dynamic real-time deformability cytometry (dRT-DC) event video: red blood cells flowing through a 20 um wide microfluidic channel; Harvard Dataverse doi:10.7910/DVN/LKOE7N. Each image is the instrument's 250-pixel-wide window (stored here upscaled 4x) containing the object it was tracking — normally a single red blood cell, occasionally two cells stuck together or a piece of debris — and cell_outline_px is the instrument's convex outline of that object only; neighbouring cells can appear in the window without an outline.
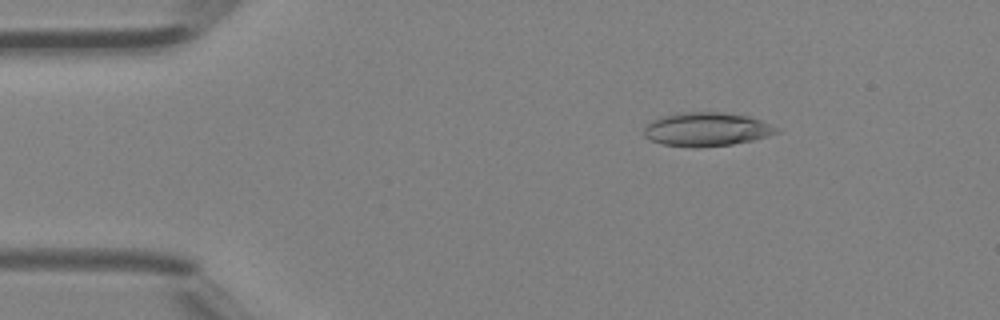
{"species": "Egyptian fruit bat (a non-hibernating species)", "species_latin": "Rousettus aegyptiacus", "temperature_condition": "room temperature", "stored_images_in_passage": 4, "camera_frame_rate_fps": 3000, "um_per_image_px": 0.085, "animal": {"sex": "female"}, "frame": {"image": 1, "passage_image": 2, "time_ms": 0.333, "image_size_px": [1000, 320], "cell_outline_px": [[780, 132], [768, 136], [752, 140], [732, 144], [696, 148], [692, 148], [664, 144], [652, 140], [644, 136], [644, 128], [652, 120], [660, 116], [676, 112], [720, 112], [748, 116], [760, 120], [780, 128]], "centroid_in_image_um": [60.06, 10.99], "position_along_channel_um": 24.9, "area_um2": 26.18}}
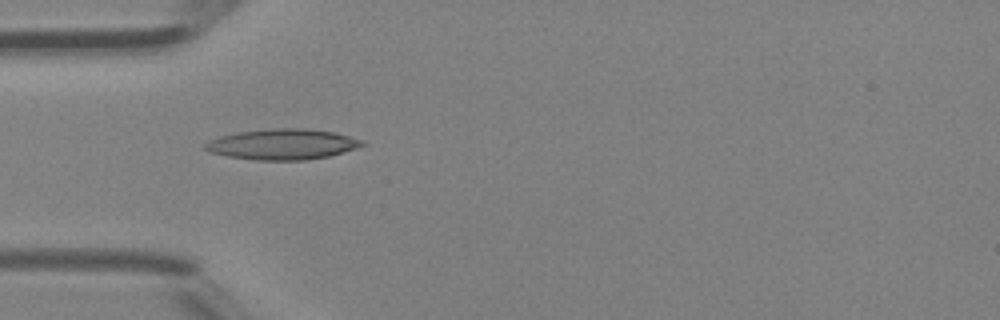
{"frame": {"image": 2, "passage_image": 4, "time_ms": 1.0, "image_size_px": [1000, 320], "cell_outline_px": [[368, 144], [344, 152], [328, 156], [304, 160], [256, 160], [228, 156], [212, 152], [204, 148], [204, 144], [208, 140], [220, 136], [236, 132], [276, 128], [304, 128], [336, 132], [364, 140]], "centroid_in_image_um": [24.05, 12.25], "position_along_channel_um": 60.9, "area_um2": 28.09}}